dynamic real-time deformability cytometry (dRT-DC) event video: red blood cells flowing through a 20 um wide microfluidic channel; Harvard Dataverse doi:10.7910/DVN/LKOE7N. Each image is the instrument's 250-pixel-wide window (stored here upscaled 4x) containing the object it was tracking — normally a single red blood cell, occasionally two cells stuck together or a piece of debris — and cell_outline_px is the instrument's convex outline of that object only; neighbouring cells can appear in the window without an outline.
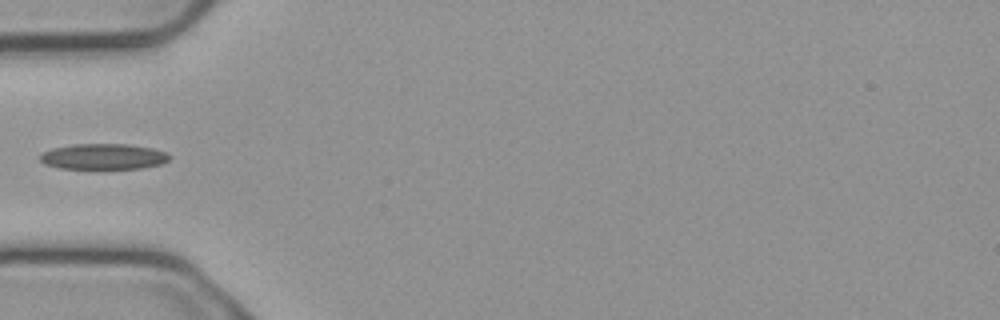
{"species": "common noctule bat (a hibernating species)", "species_latin": "Nyctalus noctula", "temperature_condition": "cold", "stored_images_in_passage": 5, "camera_frame_rate_fps": 3000, "um_per_image_px": 0.085, "animal": {"sex": "male", "body_mass_g": 23.1, "forearm_length_mm": 52.7}, "frame": {"image": 1, "passage_image": 5, "time_ms": 1.333, "image_size_px": [1000, 320], "cell_outline_px": [[172, 156], [168, 160], [160, 164], [140, 168], [60, 168], [44, 164], [40, 160], [40, 156], [44, 152], [52, 148], [76, 144], [128, 144], [152, 148], [168, 152]], "centroid_in_image_um": [8.82, 13.3], "position_along_channel_um": 76.2, "area_um2": 19.25}}